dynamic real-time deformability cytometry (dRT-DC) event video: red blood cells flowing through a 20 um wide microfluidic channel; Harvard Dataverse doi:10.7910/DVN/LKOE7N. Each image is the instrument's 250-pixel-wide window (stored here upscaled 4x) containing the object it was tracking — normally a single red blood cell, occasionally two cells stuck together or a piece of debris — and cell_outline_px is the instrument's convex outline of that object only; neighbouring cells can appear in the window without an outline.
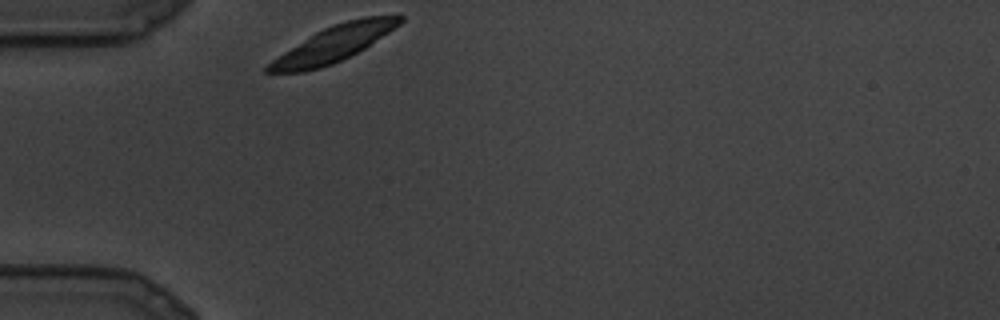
{"species": "common noctule bat (a hibernating species)", "species_latin": "Nyctalus noctula", "temperature_condition": "cold", "stored_images_in_passage": 4, "camera_frame_rate_fps": 3000, "um_per_image_px": 0.085, "animal": {"sex": "male", "body_mass_g": 19.5, "forearm_length_mm": 54.6}, "frame": {"image": 1, "passage_image": 1, "time_ms": 0.0, "image_size_px": [1000, 320], "cell_outline_px": [[404, 20], [400, 24], [364, 48], [332, 64], [320, 68], [304, 72], [264, 72], [264, 68], [272, 60], [284, 52], [316, 32], [332, 24], [364, 16], [404, 16]], "centroid_in_image_um": [28.33, 3.73], "position_along_channel_um": 56.7, "area_um2": 26.82}}
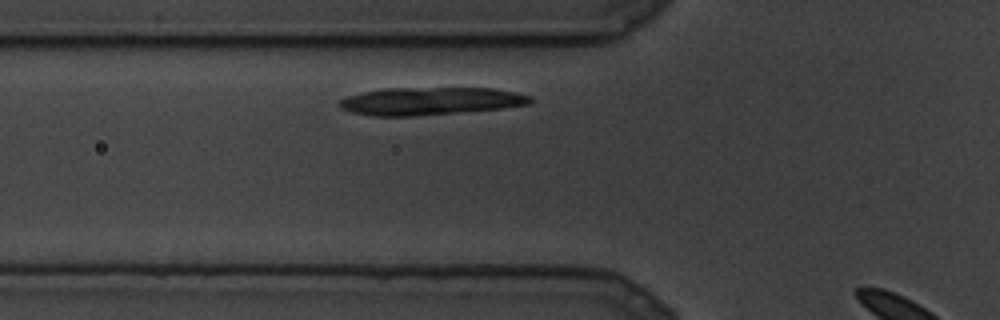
{"frame": {"image": 2, "passage_image": 3, "time_ms": 0.667, "image_size_px": [1000, 320], "cell_outline_px": [[532, 104], [504, 108], [412, 116], [376, 116], [352, 112], [340, 108], [336, 104], [340, 100], [348, 96], [364, 92], [384, 88], [496, 88], [516, 92], [532, 96]], "centroid_in_image_um": [36.62, 8.59], "position_along_channel_um": 89.2, "area_um2": 30.87}}